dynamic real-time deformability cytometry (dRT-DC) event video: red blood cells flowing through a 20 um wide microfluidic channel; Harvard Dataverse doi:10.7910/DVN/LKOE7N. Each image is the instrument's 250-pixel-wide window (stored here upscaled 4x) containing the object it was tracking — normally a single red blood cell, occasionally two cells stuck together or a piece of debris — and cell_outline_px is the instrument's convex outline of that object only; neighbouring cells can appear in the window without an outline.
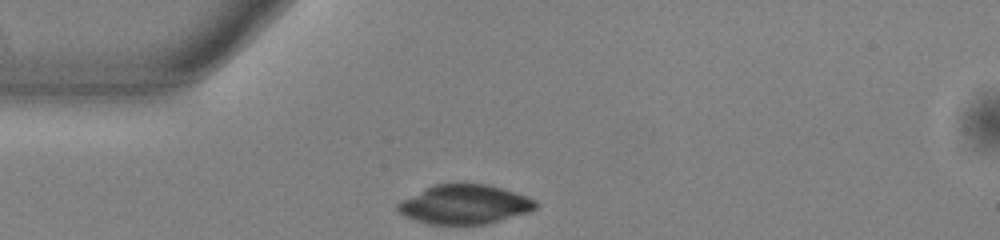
{"species": "common noctule bat (a hibernating species)", "species_latin": "Nyctalus noctula", "temperature_condition": "warm", "stored_images_in_passage": 31, "camera_frame_rate_fps": 3000, "um_per_image_px": 0.085, "animal": {"sex": "male", "body_mass_g": 13.0, "forearm_length_mm": 53.1}, "frame": {"image": 1, "passage_image": 1, "time_ms": 0.0, "image_size_px": [1000, 240], "cell_outline_px": [[540, 204], [536, 208], [528, 212], [500, 220], [484, 224], [428, 224], [404, 216], [396, 208], [396, 204], [400, 200], [424, 188], [436, 184], [488, 184], [536, 200]], "centroid_in_image_um": [39.45, 17.37], "position_along_channel_um": 45.6, "area_um2": 31.33}}
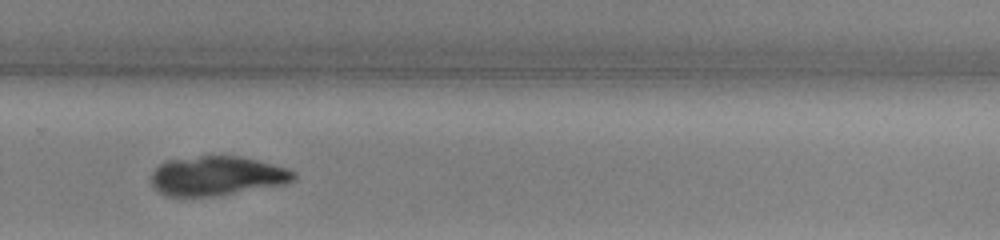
{"frame": {"image": 2, "passage_image": 23, "time_ms": 7.333, "image_size_px": [1000, 240], "cell_outline_px": [[296, 176], [288, 184], [212, 196], [180, 200], [164, 196], [152, 184], [152, 172], [164, 160], [200, 156], [244, 156], [288, 168], [296, 172]], "centroid_in_image_um": [18.41, 14.98], "position_along_channel_um": 311.4, "area_um2": 33.47}}
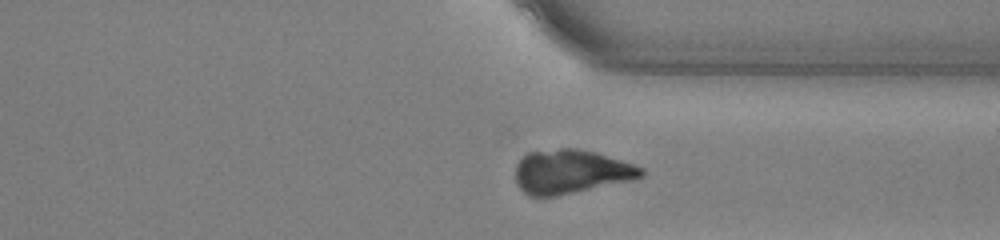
{"frame": {"image": 3, "passage_image": 27, "time_ms": 8.667, "image_size_px": [1000, 240], "cell_outline_px": [[644, 176], [632, 180], [556, 196], [528, 196], [520, 188], [516, 180], [516, 164], [528, 152], [560, 148], [576, 148], [596, 152], [644, 168]], "centroid_in_image_um": [48.52, 14.59], "position_along_channel_um": 362.9, "area_um2": 32.08}}